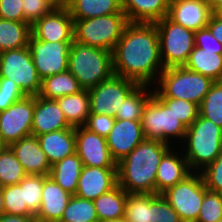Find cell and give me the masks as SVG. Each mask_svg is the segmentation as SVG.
<instances>
[{
    "label": "cell",
    "instance_id": "1",
    "mask_svg": "<svg viewBox=\"0 0 222 222\" xmlns=\"http://www.w3.org/2000/svg\"><path fill=\"white\" fill-rule=\"evenodd\" d=\"M112 60L115 75L138 85H156L164 66L155 23L129 22L112 51Z\"/></svg>",
    "mask_w": 222,
    "mask_h": 222
},
{
    "label": "cell",
    "instance_id": "2",
    "mask_svg": "<svg viewBox=\"0 0 222 222\" xmlns=\"http://www.w3.org/2000/svg\"><path fill=\"white\" fill-rule=\"evenodd\" d=\"M171 147L175 146L145 139L117 163V184L130 194H156L158 165Z\"/></svg>",
    "mask_w": 222,
    "mask_h": 222
},
{
    "label": "cell",
    "instance_id": "3",
    "mask_svg": "<svg viewBox=\"0 0 222 222\" xmlns=\"http://www.w3.org/2000/svg\"><path fill=\"white\" fill-rule=\"evenodd\" d=\"M183 141L182 152L190 170L201 172L222 153V128L198 114Z\"/></svg>",
    "mask_w": 222,
    "mask_h": 222
},
{
    "label": "cell",
    "instance_id": "4",
    "mask_svg": "<svg viewBox=\"0 0 222 222\" xmlns=\"http://www.w3.org/2000/svg\"><path fill=\"white\" fill-rule=\"evenodd\" d=\"M68 70L83 89L93 88L114 74L112 52L73 40Z\"/></svg>",
    "mask_w": 222,
    "mask_h": 222
},
{
    "label": "cell",
    "instance_id": "5",
    "mask_svg": "<svg viewBox=\"0 0 222 222\" xmlns=\"http://www.w3.org/2000/svg\"><path fill=\"white\" fill-rule=\"evenodd\" d=\"M213 81L200 73L182 67L165 68L153 86L157 97H170L194 102L198 106L209 92Z\"/></svg>",
    "mask_w": 222,
    "mask_h": 222
},
{
    "label": "cell",
    "instance_id": "6",
    "mask_svg": "<svg viewBox=\"0 0 222 222\" xmlns=\"http://www.w3.org/2000/svg\"><path fill=\"white\" fill-rule=\"evenodd\" d=\"M128 23L125 13L74 20V41L112 52Z\"/></svg>",
    "mask_w": 222,
    "mask_h": 222
},
{
    "label": "cell",
    "instance_id": "7",
    "mask_svg": "<svg viewBox=\"0 0 222 222\" xmlns=\"http://www.w3.org/2000/svg\"><path fill=\"white\" fill-rule=\"evenodd\" d=\"M141 125L146 139L158 140L171 146L178 139L177 142L181 144L187 130V127L155 94L144 108Z\"/></svg>",
    "mask_w": 222,
    "mask_h": 222
},
{
    "label": "cell",
    "instance_id": "8",
    "mask_svg": "<svg viewBox=\"0 0 222 222\" xmlns=\"http://www.w3.org/2000/svg\"><path fill=\"white\" fill-rule=\"evenodd\" d=\"M155 26L164 69L184 66L195 47V32L174 23L167 16L155 22Z\"/></svg>",
    "mask_w": 222,
    "mask_h": 222
},
{
    "label": "cell",
    "instance_id": "9",
    "mask_svg": "<svg viewBox=\"0 0 222 222\" xmlns=\"http://www.w3.org/2000/svg\"><path fill=\"white\" fill-rule=\"evenodd\" d=\"M0 78L13 80L26 96H38L41 79L32 60L29 46L0 53Z\"/></svg>",
    "mask_w": 222,
    "mask_h": 222
},
{
    "label": "cell",
    "instance_id": "10",
    "mask_svg": "<svg viewBox=\"0 0 222 222\" xmlns=\"http://www.w3.org/2000/svg\"><path fill=\"white\" fill-rule=\"evenodd\" d=\"M207 191L200 172H192L183 181L162 193L182 222H196Z\"/></svg>",
    "mask_w": 222,
    "mask_h": 222
},
{
    "label": "cell",
    "instance_id": "11",
    "mask_svg": "<svg viewBox=\"0 0 222 222\" xmlns=\"http://www.w3.org/2000/svg\"><path fill=\"white\" fill-rule=\"evenodd\" d=\"M138 86L132 80L113 74L97 86L88 89L90 114L115 116L127 96Z\"/></svg>",
    "mask_w": 222,
    "mask_h": 222
},
{
    "label": "cell",
    "instance_id": "12",
    "mask_svg": "<svg viewBox=\"0 0 222 222\" xmlns=\"http://www.w3.org/2000/svg\"><path fill=\"white\" fill-rule=\"evenodd\" d=\"M35 96H25L0 112V140L4 146L32 135Z\"/></svg>",
    "mask_w": 222,
    "mask_h": 222
},
{
    "label": "cell",
    "instance_id": "13",
    "mask_svg": "<svg viewBox=\"0 0 222 222\" xmlns=\"http://www.w3.org/2000/svg\"><path fill=\"white\" fill-rule=\"evenodd\" d=\"M71 44L72 42L41 41L30 35L28 46L41 80L68 70Z\"/></svg>",
    "mask_w": 222,
    "mask_h": 222
},
{
    "label": "cell",
    "instance_id": "14",
    "mask_svg": "<svg viewBox=\"0 0 222 222\" xmlns=\"http://www.w3.org/2000/svg\"><path fill=\"white\" fill-rule=\"evenodd\" d=\"M76 153L87 167L117 168L106 138L91 132L85 126L75 127Z\"/></svg>",
    "mask_w": 222,
    "mask_h": 222
},
{
    "label": "cell",
    "instance_id": "15",
    "mask_svg": "<svg viewBox=\"0 0 222 222\" xmlns=\"http://www.w3.org/2000/svg\"><path fill=\"white\" fill-rule=\"evenodd\" d=\"M74 19L67 8H54L31 25V34L41 41L73 42Z\"/></svg>",
    "mask_w": 222,
    "mask_h": 222
},
{
    "label": "cell",
    "instance_id": "16",
    "mask_svg": "<svg viewBox=\"0 0 222 222\" xmlns=\"http://www.w3.org/2000/svg\"><path fill=\"white\" fill-rule=\"evenodd\" d=\"M145 139L141 121L115 119L106 142L112 158L118 163Z\"/></svg>",
    "mask_w": 222,
    "mask_h": 222
},
{
    "label": "cell",
    "instance_id": "17",
    "mask_svg": "<svg viewBox=\"0 0 222 222\" xmlns=\"http://www.w3.org/2000/svg\"><path fill=\"white\" fill-rule=\"evenodd\" d=\"M212 13L207 0H170L167 17L196 32L207 27Z\"/></svg>",
    "mask_w": 222,
    "mask_h": 222
},
{
    "label": "cell",
    "instance_id": "18",
    "mask_svg": "<svg viewBox=\"0 0 222 222\" xmlns=\"http://www.w3.org/2000/svg\"><path fill=\"white\" fill-rule=\"evenodd\" d=\"M117 185V168L82 167L76 196L94 200Z\"/></svg>",
    "mask_w": 222,
    "mask_h": 222
},
{
    "label": "cell",
    "instance_id": "19",
    "mask_svg": "<svg viewBox=\"0 0 222 222\" xmlns=\"http://www.w3.org/2000/svg\"><path fill=\"white\" fill-rule=\"evenodd\" d=\"M71 127L56 100L35 96L32 136L37 137Z\"/></svg>",
    "mask_w": 222,
    "mask_h": 222
},
{
    "label": "cell",
    "instance_id": "20",
    "mask_svg": "<svg viewBox=\"0 0 222 222\" xmlns=\"http://www.w3.org/2000/svg\"><path fill=\"white\" fill-rule=\"evenodd\" d=\"M179 149H181V152L171 147L163 155L156 173V194H162L192 173L183 155L182 148L179 147Z\"/></svg>",
    "mask_w": 222,
    "mask_h": 222
},
{
    "label": "cell",
    "instance_id": "21",
    "mask_svg": "<svg viewBox=\"0 0 222 222\" xmlns=\"http://www.w3.org/2000/svg\"><path fill=\"white\" fill-rule=\"evenodd\" d=\"M27 175L49 176L51 165L36 136L21 138L9 146Z\"/></svg>",
    "mask_w": 222,
    "mask_h": 222
},
{
    "label": "cell",
    "instance_id": "22",
    "mask_svg": "<svg viewBox=\"0 0 222 222\" xmlns=\"http://www.w3.org/2000/svg\"><path fill=\"white\" fill-rule=\"evenodd\" d=\"M71 196L50 176L43 175L42 199L39 211L35 215L36 222H55L61 220Z\"/></svg>",
    "mask_w": 222,
    "mask_h": 222
},
{
    "label": "cell",
    "instance_id": "23",
    "mask_svg": "<svg viewBox=\"0 0 222 222\" xmlns=\"http://www.w3.org/2000/svg\"><path fill=\"white\" fill-rule=\"evenodd\" d=\"M37 139L51 166L76 153L74 127L45 133L37 136Z\"/></svg>",
    "mask_w": 222,
    "mask_h": 222
},
{
    "label": "cell",
    "instance_id": "24",
    "mask_svg": "<svg viewBox=\"0 0 222 222\" xmlns=\"http://www.w3.org/2000/svg\"><path fill=\"white\" fill-rule=\"evenodd\" d=\"M170 0H122L128 22L155 23L168 15Z\"/></svg>",
    "mask_w": 222,
    "mask_h": 222
},
{
    "label": "cell",
    "instance_id": "25",
    "mask_svg": "<svg viewBox=\"0 0 222 222\" xmlns=\"http://www.w3.org/2000/svg\"><path fill=\"white\" fill-rule=\"evenodd\" d=\"M184 67L213 81H222V50L194 47Z\"/></svg>",
    "mask_w": 222,
    "mask_h": 222
},
{
    "label": "cell",
    "instance_id": "26",
    "mask_svg": "<svg viewBox=\"0 0 222 222\" xmlns=\"http://www.w3.org/2000/svg\"><path fill=\"white\" fill-rule=\"evenodd\" d=\"M67 9L74 20L124 13L122 0H72Z\"/></svg>",
    "mask_w": 222,
    "mask_h": 222
},
{
    "label": "cell",
    "instance_id": "27",
    "mask_svg": "<svg viewBox=\"0 0 222 222\" xmlns=\"http://www.w3.org/2000/svg\"><path fill=\"white\" fill-rule=\"evenodd\" d=\"M72 127L84 126L90 114V98L88 89L55 99Z\"/></svg>",
    "mask_w": 222,
    "mask_h": 222
},
{
    "label": "cell",
    "instance_id": "28",
    "mask_svg": "<svg viewBox=\"0 0 222 222\" xmlns=\"http://www.w3.org/2000/svg\"><path fill=\"white\" fill-rule=\"evenodd\" d=\"M83 164L77 153L51 166L49 176L66 192L75 195Z\"/></svg>",
    "mask_w": 222,
    "mask_h": 222
},
{
    "label": "cell",
    "instance_id": "29",
    "mask_svg": "<svg viewBox=\"0 0 222 222\" xmlns=\"http://www.w3.org/2000/svg\"><path fill=\"white\" fill-rule=\"evenodd\" d=\"M127 192L118 184L109 192L94 199V206L99 221L119 219L124 217Z\"/></svg>",
    "mask_w": 222,
    "mask_h": 222
},
{
    "label": "cell",
    "instance_id": "30",
    "mask_svg": "<svg viewBox=\"0 0 222 222\" xmlns=\"http://www.w3.org/2000/svg\"><path fill=\"white\" fill-rule=\"evenodd\" d=\"M83 88L78 80L67 70L44 78L41 81V89L38 96L46 99H57L59 97L79 93Z\"/></svg>",
    "mask_w": 222,
    "mask_h": 222
},
{
    "label": "cell",
    "instance_id": "31",
    "mask_svg": "<svg viewBox=\"0 0 222 222\" xmlns=\"http://www.w3.org/2000/svg\"><path fill=\"white\" fill-rule=\"evenodd\" d=\"M30 35L29 23L0 18V53L28 46Z\"/></svg>",
    "mask_w": 222,
    "mask_h": 222
},
{
    "label": "cell",
    "instance_id": "32",
    "mask_svg": "<svg viewBox=\"0 0 222 222\" xmlns=\"http://www.w3.org/2000/svg\"><path fill=\"white\" fill-rule=\"evenodd\" d=\"M124 219L127 222H155V194H127Z\"/></svg>",
    "mask_w": 222,
    "mask_h": 222
},
{
    "label": "cell",
    "instance_id": "33",
    "mask_svg": "<svg viewBox=\"0 0 222 222\" xmlns=\"http://www.w3.org/2000/svg\"><path fill=\"white\" fill-rule=\"evenodd\" d=\"M149 85H138L123 101L115 119L141 121L144 108L152 98L153 89Z\"/></svg>",
    "mask_w": 222,
    "mask_h": 222
},
{
    "label": "cell",
    "instance_id": "34",
    "mask_svg": "<svg viewBox=\"0 0 222 222\" xmlns=\"http://www.w3.org/2000/svg\"><path fill=\"white\" fill-rule=\"evenodd\" d=\"M61 221L99 222L93 200L72 195L64 210Z\"/></svg>",
    "mask_w": 222,
    "mask_h": 222
},
{
    "label": "cell",
    "instance_id": "35",
    "mask_svg": "<svg viewBox=\"0 0 222 222\" xmlns=\"http://www.w3.org/2000/svg\"><path fill=\"white\" fill-rule=\"evenodd\" d=\"M23 166L9 146L0 151V179L3 187L18 184L26 177Z\"/></svg>",
    "mask_w": 222,
    "mask_h": 222
},
{
    "label": "cell",
    "instance_id": "36",
    "mask_svg": "<svg viewBox=\"0 0 222 222\" xmlns=\"http://www.w3.org/2000/svg\"><path fill=\"white\" fill-rule=\"evenodd\" d=\"M199 115L222 128V81H215L199 105Z\"/></svg>",
    "mask_w": 222,
    "mask_h": 222
},
{
    "label": "cell",
    "instance_id": "37",
    "mask_svg": "<svg viewBox=\"0 0 222 222\" xmlns=\"http://www.w3.org/2000/svg\"><path fill=\"white\" fill-rule=\"evenodd\" d=\"M19 184L23 189L24 202L27 208L36 215L41 205L43 175H26Z\"/></svg>",
    "mask_w": 222,
    "mask_h": 222
},
{
    "label": "cell",
    "instance_id": "38",
    "mask_svg": "<svg viewBox=\"0 0 222 222\" xmlns=\"http://www.w3.org/2000/svg\"><path fill=\"white\" fill-rule=\"evenodd\" d=\"M2 194L6 214L35 216L24 202L23 189L19 183L3 187Z\"/></svg>",
    "mask_w": 222,
    "mask_h": 222
},
{
    "label": "cell",
    "instance_id": "39",
    "mask_svg": "<svg viewBox=\"0 0 222 222\" xmlns=\"http://www.w3.org/2000/svg\"><path fill=\"white\" fill-rule=\"evenodd\" d=\"M158 98L186 127H189L196 120L199 114V106L194 102L170 97Z\"/></svg>",
    "mask_w": 222,
    "mask_h": 222
},
{
    "label": "cell",
    "instance_id": "40",
    "mask_svg": "<svg viewBox=\"0 0 222 222\" xmlns=\"http://www.w3.org/2000/svg\"><path fill=\"white\" fill-rule=\"evenodd\" d=\"M222 220V194L207 190L196 222H217Z\"/></svg>",
    "mask_w": 222,
    "mask_h": 222
},
{
    "label": "cell",
    "instance_id": "41",
    "mask_svg": "<svg viewBox=\"0 0 222 222\" xmlns=\"http://www.w3.org/2000/svg\"><path fill=\"white\" fill-rule=\"evenodd\" d=\"M200 173L207 190L222 194V153Z\"/></svg>",
    "mask_w": 222,
    "mask_h": 222
},
{
    "label": "cell",
    "instance_id": "42",
    "mask_svg": "<svg viewBox=\"0 0 222 222\" xmlns=\"http://www.w3.org/2000/svg\"><path fill=\"white\" fill-rule=\"evenodd\" d=\"M24 22L30 25L50 13L54 7L48 0H22Z\"/></svg>",
    "mask_w": 222,
    "mask_h": 222
},
{
    "label": "cell",
    "instance_id": "43",
    "mask_svg": "<svg viewBox=\"0 0 222 222\" xmlns=\"http://www.w3.org/2000/svg\"><path fill=\"white\" fill-rule=\"evenodd\" d=\"M25 96L13 80L0 78V112L6 110L14 102H17Z\"/></svg>",
    "mask_w": 222,
    "mask_h": 222
},
{
    "label": "cell",
    "instance_id": "44",
    "mask_svg": "<svg viewBox=\"0 0 222 222\" xmlns=\"http://www.w3.org/2000/svg\"><path fill=\"white\" fill-rule=\"evenodd\" d=\"M115 122V117L106 114H89L88 120L84 125L91 132L106 138Z\"/></svg>",
    "mask_w": 222,
    "mask_h": 222
},
{
    "label": "cell",
    "instance_id": "45",
    "mask_svg": "<svg viewBox=\"0 0 222 222\" xmlns=\"http://www.w3.org/2000/svg\"><path fill=\"white\" fill-rule=\"evenodd\" d=\"M155 222H182L162 194H155Z\"/></svg>",
    "mask_w": 222,
    "mask_h": 222
},
{
    "label": "cell",
    "instance_id": "46",
    "mask_svg": "<svg viewBox=\"0 0 222 222\" xmlns=\"http://www.w3.org/2000/svg\"><path fill=\"white\" fill-rule=\"evenodd\" d=\"M0 18L24 22L22 0H0Z\"/></svg>",
    "mask_w": 222,
    "mask_h": 222
},
{
    "label": "cell",
    "instance_id": "47",
    "mask_svg": "<svg viewBox=\"0 0 222 222\" xmlns=\"http://www.w3.org/2000/svg\"><path fill=\"white\" fill-rule=\"evenodd\" d=\"M195 46L204 50H222V44L218 42L207 27L195 32Z\"/></svg>",
    "mask_w": 222,
    "mask_h": 222
},
{
    "label": "cell",
    "instance_id": "48",
    "mask_svg": "<svg viewBox=\"0 0 222 222\" xmlns=\"http://www.w3.org/2000/svg\"><path fill=\"white\" fill-rule=\"evenodd\" d=\"M207 28L218 42L222 44V19L212 13Z\"/></svg>",
    "mask_w": 222,
    "mask_h": 222
},
{
    "label": "cell",
    "instance_id": "49",
    "mask_svg": "<svg viewBox=\"0 0 222 222\" xmlns=\"http://www.w3.org/2000/svg\"><path fill=\"white\" fill-rule=\"evenodd\" d=\"M0 222H36L35 216H21V215H10L2 214L0 216Z\"/></svg>",
    "mask_w": 222,
    "mask_h": 222
},
{
    "label": "cell",
    "instance_id": "50",
    "mask_svg": "<svg viewBox=\"0 0 222 222\" xmlns=\"http://www.w3.org/2000/svg\"><path fill=\"white\" fill-rule=\"evenodd\" d=\"M54 8H68L72 0H48Z\"/></svg>",
    "mask_w": 222,
    "mask_h": 222
},
{
    "label": "cell",
    "instance_id": "51",
    "mask_svg": "<svg viewBox=\"0 0 222 222\" xmlns=\"http://www.w3.org/2000/svg\"><path fill=\"white\" fill-rule=\"evenodd\" d=\"M210 10L214 12L218 7L222 5V0H207Z\"/></svg>",
    "mask_w": 222,
    "mask_h": 222
},
{
    "label": "cell",
    "instance_id": "52",
    "mask_svg": "<svg viewBox=\"0 0 222 222\" xmlns=\"http://www.w3.org/2000/svg\"><path fill=\"white\" fill-rule=\"evenodd\" d=\"M5 213L2 188L0 189V216Z\"/></svg>",
    "mask_w": 222,
    "mask_h": 222
},
{
    "label": "cell",
    "instance_id": "53",
    "mask_svg": "<svg viewBox=\"0 0 222 222\" xmlns=\"http://www.w3.org/2000/svg\"><path fill=\"white\" fill-rule=\"evenodd\" d=\"M217 17L222 19V5L213 12Z\"/></svg>",
    "mask_w": 222,
    "mask_h": 222
},
{
    "label": "cell",
    "instance_id": "54",
    "mask_svg": "<svg viewBox=\"0 0 222 222\" xmlns=\"http://www.w3.org/2000/svg\"><path fill=\"white\" fill-rule=\"evenodd\" d=\"M99 222H127L124 217L119 219H112V220H105V221H99Z\"/></svg>",
    "mask_w": 222,
    "mask_h": 222
},
{
    "label": "cell",
    "instance_id": "55",
    "mask_svg": "<svg viewBox=\"0 0 222 222\" xmlns=\"http://www.w3.org/2000/svg\"><path fill=\"white\" fill-rule=\"evenodd\" d=\"M4 148V145L2 144L1 140H0V151Z\"/></svg>",
    "mask_w": 222,
    "mask_h": 222
},
{
    "label": "cell",
    "instance_id": "56",
    "mask_svg": "<svg viewBox=\"0 0 222 222\" xmlns=\"http://www.w3.org/2000/svg\"><path fill=\"white\" fill-rule=\"evenodd\" d=\"M1 188H3V185H2V182H1V179H0V189H1Z\"/></svg>",
    "mask_w": 222,
    "mask_h": 222
}]
</instances>
